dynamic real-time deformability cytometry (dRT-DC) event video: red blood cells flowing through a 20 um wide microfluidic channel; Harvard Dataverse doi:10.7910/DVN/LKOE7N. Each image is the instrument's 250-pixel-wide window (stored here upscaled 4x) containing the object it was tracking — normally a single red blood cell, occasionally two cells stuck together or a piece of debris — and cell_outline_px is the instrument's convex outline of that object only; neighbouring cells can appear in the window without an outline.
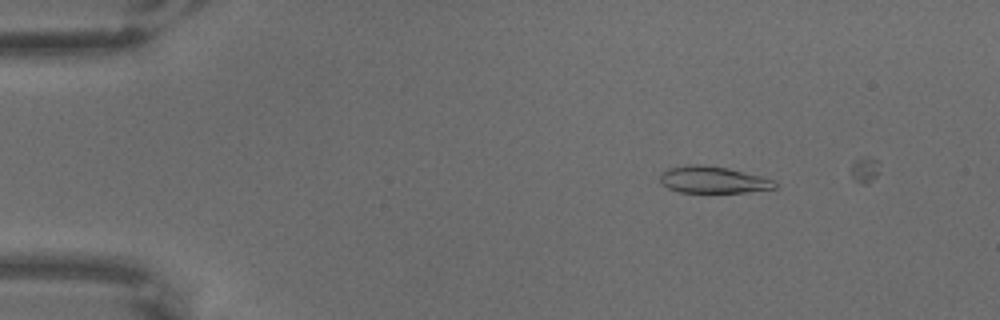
{"species": "common noctule bat (a hibernating species)", "species_latin": "Nyctalus noctula", "temperature_condition": "warm", "stored_images_in_passage": 4, "camera_frame_rate_fps": 3000, "um_per_image_px": 0.085, "animal": {"sex": "male", "body_mass_g": 18.8}, "frame": {"image": 1, "passage_image": 3, "time_ms": 0.667, "image_size_px": [1000, 320], "cell_outline_px": [[776, 188], [748, 192], [680, 192], [668, 188], [660, 180], [660, 176], [668, 168], [688, 164], [700, 164], [728, 168], [760, 176], [772, 180], [776, 184]], "centroid_in_image_um": [60.6, 15.28], "position_along_channel_um": 24.4, "area_um2": 17.69}}